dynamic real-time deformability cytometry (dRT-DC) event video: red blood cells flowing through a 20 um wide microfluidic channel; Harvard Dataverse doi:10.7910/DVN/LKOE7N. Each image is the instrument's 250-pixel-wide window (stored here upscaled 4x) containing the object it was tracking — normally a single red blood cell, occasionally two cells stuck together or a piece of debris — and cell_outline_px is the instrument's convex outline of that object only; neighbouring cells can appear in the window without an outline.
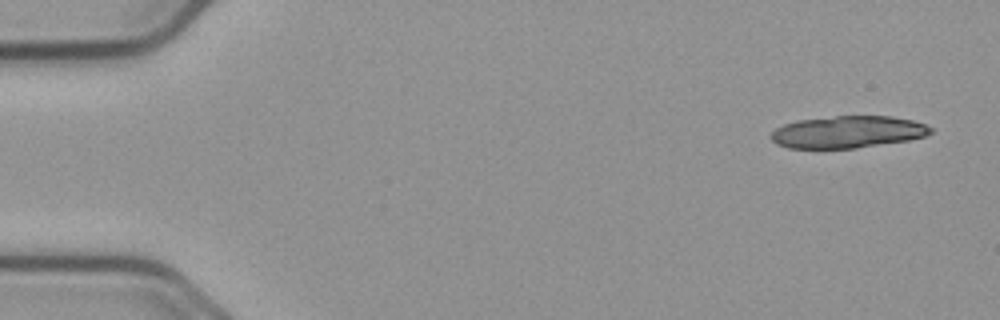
{"species": "common noctule bat (a hibernating species)", "species_latin": "Nyctalus noctula", "temperature_condition": "cold", "stored_images_in_passage": 19, "camera_frame_rate_fps": 3000, "um_per_image_px": 0.085, "animal": {"sex": "male", "body_mass_g": 23.1, "forearm_length_mm": 52.7}, "frame": {"image": 1, "passage_image": 3, "time_ms": 0.667, "image_size_px": [1000, 320], "cell_outline_px": [[932, 132], [924, 136], [908, 140], [856, 148], [788, 148], [776, 144], [768, 136], [776, 128], [784, 124], [800, 120], [836, 116], [892, 116], [912, 120], [924, 124], [932, 128]], "centroid_in_image_um": [72.03, 11.22], "position_along_channel_um": 13.0, "area_um2": 29.71}}